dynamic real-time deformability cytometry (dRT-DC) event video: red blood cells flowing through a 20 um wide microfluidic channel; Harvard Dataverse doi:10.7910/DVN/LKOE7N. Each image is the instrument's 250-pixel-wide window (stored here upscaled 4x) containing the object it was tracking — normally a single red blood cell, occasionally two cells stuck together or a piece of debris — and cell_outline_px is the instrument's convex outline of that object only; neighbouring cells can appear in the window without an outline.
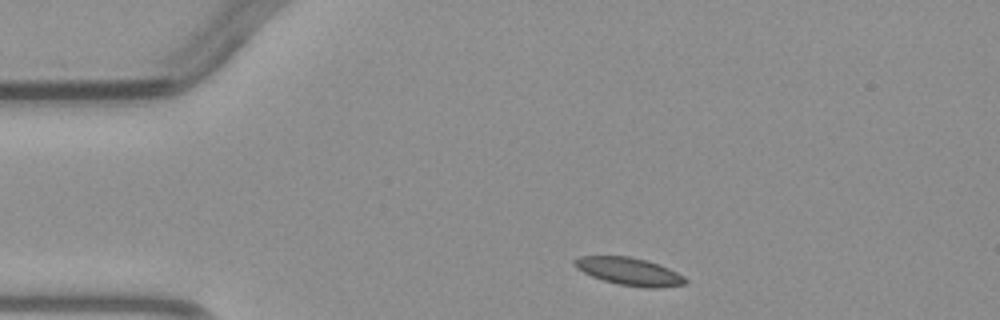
{"species": "common noctule bat (a hibernating species)", "species_latin": "Nyctalus noctula", "temperature_condition": "warm", "stored_images_in_passage": 2, "camera_frame_rate_fps": 3000, "um_per_image_px": 0.085, "animal": {"sex": "male", "body_mass_g": 23.1, "forearm_length_mm": 52.7}, "frame": {"image": 1, "passage_image": 1, "time_ms": 0.0, "image_size_px": [1000, 320], "cell_outline_px": [[688, 280], [684, 284], [656, 288], [644, 288], [616, 284], [592, 276], [576, 268], [572, 264], [572, 260], [580, 256], [628, 256], [648, 260], [668, 268], [684, 276]], "centroid_in_image_um": [53.46, 23.07], "position_along_channel_um": 31.5, "area_um2": 17.92}}